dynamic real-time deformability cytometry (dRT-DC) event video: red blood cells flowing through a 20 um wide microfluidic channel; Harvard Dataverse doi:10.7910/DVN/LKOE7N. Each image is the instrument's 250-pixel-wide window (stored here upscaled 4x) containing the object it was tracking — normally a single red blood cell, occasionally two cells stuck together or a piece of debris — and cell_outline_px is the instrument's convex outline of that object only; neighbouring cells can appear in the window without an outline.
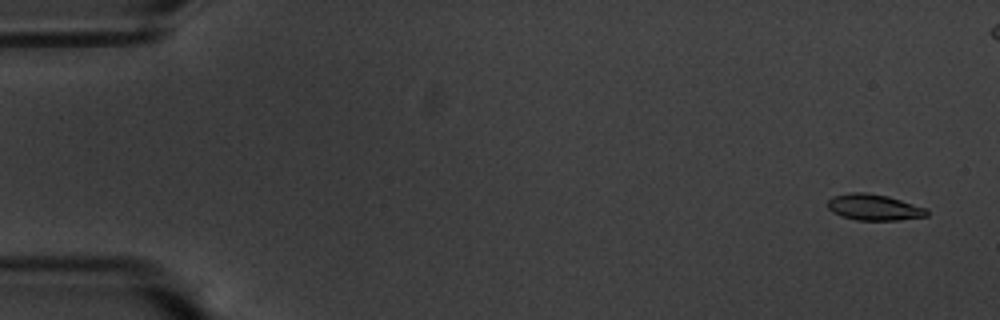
{"species": "common noctule bat (a hibernating species)", "species_latin": "Nyctalus noctula", "temperature_condition": "warm", "stored_images_in_passage": 59, "camera_frame_rate_fps": 3000, "um_per_image_px": 0.085, "animal": {"sex": "male", "body_mass_g": 20.1, "forearm_length_mm": 53.5}, "frame": {"image": 1, "passage_image": 3, "time_ms": 0.667, "image_size_px": [1000, 320], "cell_outline_px": [[928, 216], [896, 220], [856, 220], [840, 216], [832, 212], [828, 208], [828, 200], [832, 196], [848, 192], [864, 192], [888, 196], [928, 208]], "centroid_in_image_um": [74.28, 17.61], "position_along_channel_um": 10.7, "area_um2": 15.26}}
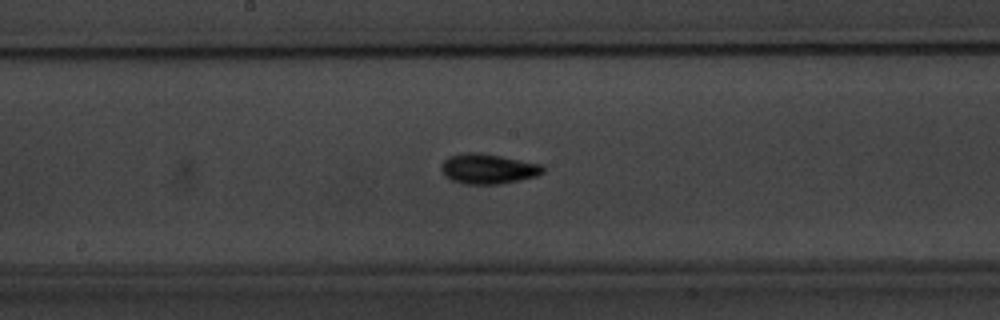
{"frame": {"image": 2, "passage_image": 31, "time_ms": 10.0, "image_size_px": [1000, 320], "cell_outline_px": [[544, 172], [536, 176], [520, 180], [500, 184], [464, 184], [452, 180], [444, 176], [440, 168], [444, 160], [448, 156], [468, 152], [480, 152], [544, 164]], "centroid_in_image_um": [41.49, 14.34], "position_along_channel_um": 206.7, "area_um2": 18.03}}
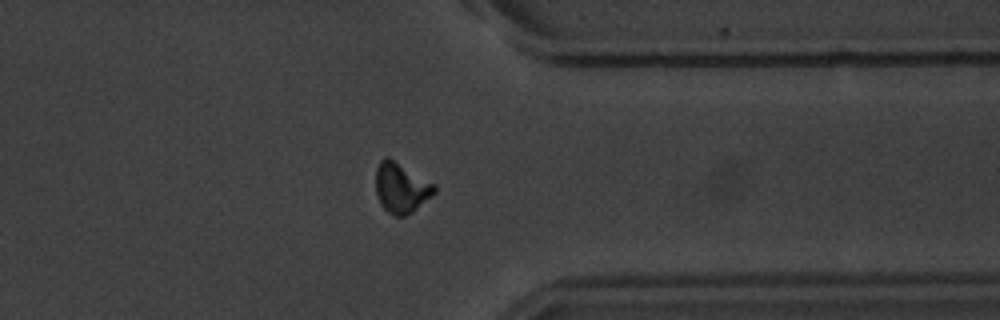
{"frame": {"image": 3, "passage_image": 46, "time_ms": 15.0, "image_size_px": [1000, 320], "cell_outline_px": [[436, 192], [432, 196], [412, 212], [404, 216], [396, 216], [388, 212], [380, 204], [376, 192], [376, 168], [380, 160], [384, 156], [388, 156], [436, 184]], "centroid_in_image_um": [34.1, 15.94], "position_along_channel_um": 377.3, "area_um2": 17.28}, "authors_computed_cell_mechanics": {"area_um2": 16.0106, "velocity_mm_per_s": 3.5164, "shape_relaxation_time_tau1_ms": 2.6253, "shape_relaxation_time_tau2_ms": 2.508, "deformation_change_tau1": 0.1572, "deformation_change_tau2": 0.0815}}